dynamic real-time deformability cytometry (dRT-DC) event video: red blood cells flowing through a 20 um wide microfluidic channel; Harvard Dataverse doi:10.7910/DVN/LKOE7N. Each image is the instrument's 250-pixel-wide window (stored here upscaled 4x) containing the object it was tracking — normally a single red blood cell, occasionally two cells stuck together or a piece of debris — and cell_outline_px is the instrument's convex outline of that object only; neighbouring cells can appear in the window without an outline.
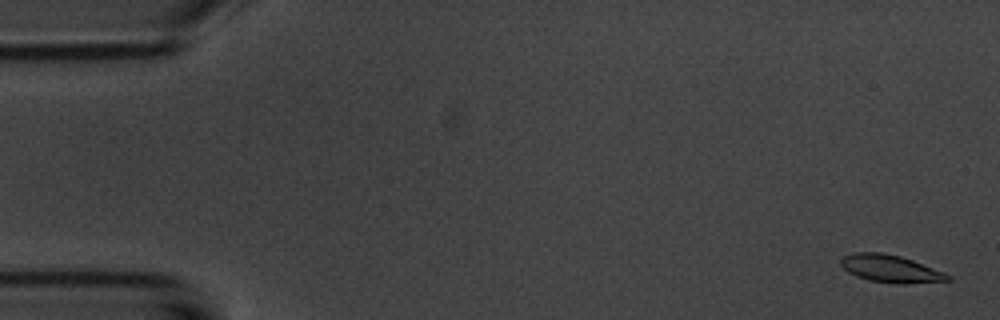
{"species": "common noctule bat (a hibernating species)", "species_latin": "Nyctalus noctula", "temperature_condition": "room temperature", "stored_images_in_passage": 55, "camera_frame_rate_fps": 3000, "um_per_image_px": 0.085, "animal": {"sex": "male", "body_mass_g": 20.1, "forearm_length_mm": 53.5}, "frame": {"image": 1, "passage_image": 2, "time_ms": 0.333, "image_size_px": [1000, 320], "cell_outline_px": [[952, 280], [904, 284], [868, 280], [856, 276], [848, 272], [840, 264], [840, 260], [844, 256], [856, 252], [884, 252], [900, 256], [912, 260], [944, 272], [952, 276]], "centroid_in_image_um": [75.7, 22.83], "position_along_channel_um": 9.3, "area_um2": 17.05}}
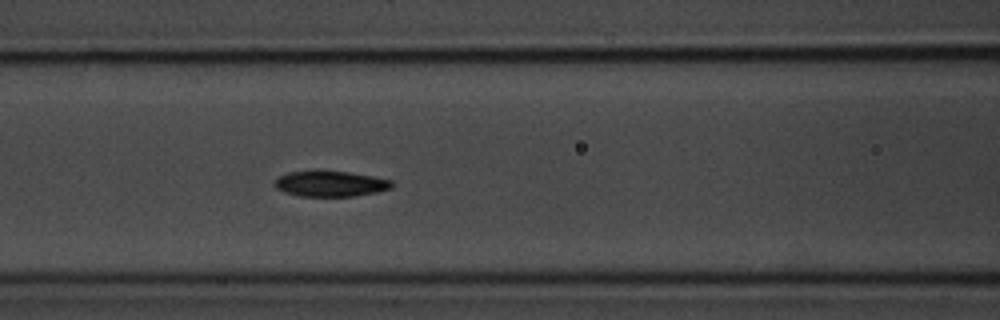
{"frame": {"image": 2, "passage_image": 23, "time_ms": 7.333, "image_size_px": [1000, 320], "cell_outline_px": [[396, 184], [392, 188], [376, 192], [356, 196], [300, 196], [284, 192], [276, 188], [272, 184], [280, 176], [288, 172], [316, 168], [348, 172], [372, 176], [392, 180]], "centroid_in_image_um": [28.07, 15.58], "position_along_channel_um": 138.5, "area_um2": 18.15}}
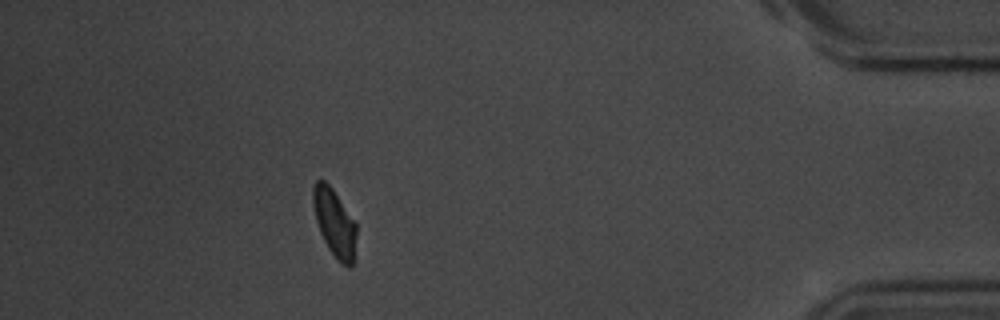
{"frame": {"image": 3, "passage_image": 49, "time_ms": 16.0, "image_size_px": [1000, 320], "cell_outline_px": [[356, 232], [352, 264], [348, 268], [328, 248], [320, 232], [316, 220], [312, 204], [312, 188], [316, 180], [324, 180], [332, 188], [356, 224]], "centroid_in_image_um": [28.39, 18.88], "position_along_channel_um": 406.8, "area_um2": 16.59}, "authors_computed_cell_mechanics": {"area_um2": 17.5134, "velocity_mm_per_s": 3.6876, "shape_relaxation_time_tau1_ms": 3.3204, "shape_relaxation_time_tau2_ms": 6.0167, "deformation_change_tau1": 0.1152, "deformation_change_tau2": 0.1137}}